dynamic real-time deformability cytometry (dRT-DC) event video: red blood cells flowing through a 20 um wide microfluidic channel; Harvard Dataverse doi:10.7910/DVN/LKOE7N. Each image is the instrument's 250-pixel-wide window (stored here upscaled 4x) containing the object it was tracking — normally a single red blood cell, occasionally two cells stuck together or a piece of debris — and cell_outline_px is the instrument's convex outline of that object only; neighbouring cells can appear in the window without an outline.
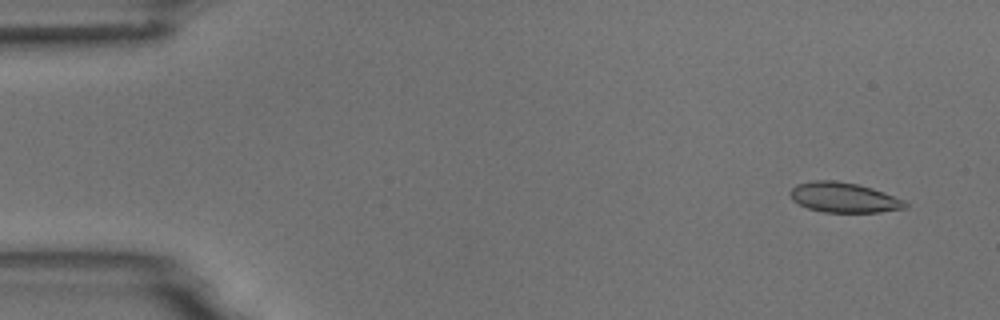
{"species": "common noctule bat (a hibernating species)", "species_latin": "Nyctalus noctula", "temperature_condition": "room temperature", "stored_images_in_passage": 5, "camera_frame_rate_fps": 3000, "um_per_image_px": 0.085, "animal": {"sex": "male", "body_mass_g": 18.8}, "frame": {"image": 1, "passage_image": 1, "time_ms": 0.0, "image_size_px": [1000, 320], "cell_outline_px": [[908, 204], [904, 208], [880, 212], [824, 212], [808, 208], [792, 200], [788, 192], [796, 184], [812, 180], [836, 180], [856, 184], [872, 188], [904, 200]], "centroid_in_image_um": [71.68, 16.78], "position_along_channel_um": 13.3, "area_um2": 20.06}}
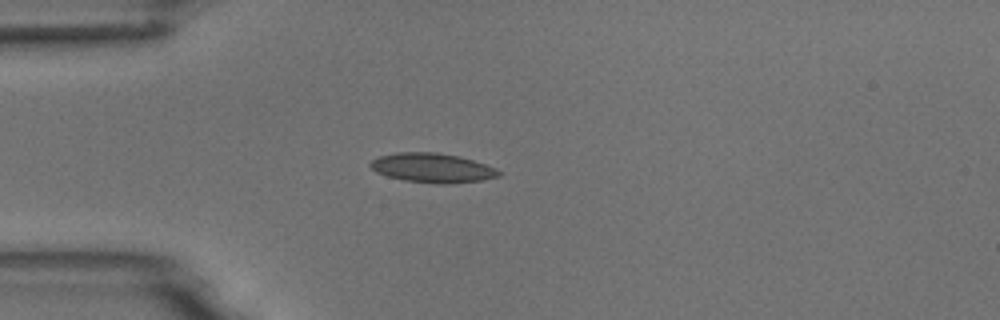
{"frame": {"image": 2, "passage_image": 4, "time_ms": 3.667, "image_size_px": [1000, 320], "cell_outline_px": [[504, 172], [500, 176], [484, 180], [448, 184], [436, 184], [404, 180], [388, 176], [376, 172], [368, 164], [372, 160], [380, 156], [396, 152], [436, 152], [460, 156], [496, 168]], "centroid_in_image_um": [36.79, 14.27], "position_along_channel_um": 48.2, "area_um2": 22.14}}